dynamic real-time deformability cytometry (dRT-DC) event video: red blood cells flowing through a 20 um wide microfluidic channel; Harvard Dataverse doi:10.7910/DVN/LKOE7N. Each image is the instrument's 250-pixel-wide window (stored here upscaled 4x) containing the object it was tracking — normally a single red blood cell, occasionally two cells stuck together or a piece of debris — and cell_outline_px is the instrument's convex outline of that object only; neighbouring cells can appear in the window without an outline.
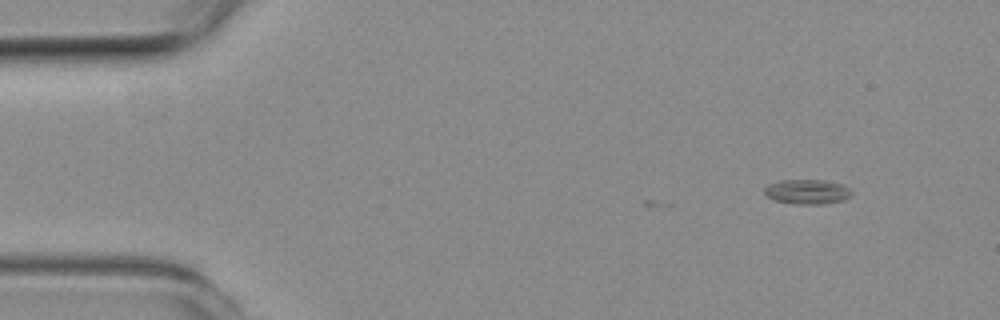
{"species": "common noctule bat (a hibernating species)", "species_latin": "Nyctalus noctula", "temperature_condition": "room temperature", "stored_images_in_passage": 37, "camera_frame_rate_fps": 3000, "um_per_image_px": 0.085, "animal": {"sex": "female", "body_mass_g": 19.3, "forearm_length_mm": 54.1}, "frame": {"image": 1, "passage_image": 1, "time_ms": 0.0, "image_size_px": [1000, 320], "cell_outline_px": [[852, 196], [844, 200], [820, 204], [796, 204], [776, 200], [768, 196], [764, 192], [764, 188], [768, 184], [780, 180], [824, 180], [840, 184], [848, 188], [852, 192]], "centroid_in_image_um": [68.62, 16.29], "position_along_channel_um": 16.4, "area_um2": 12.43}}
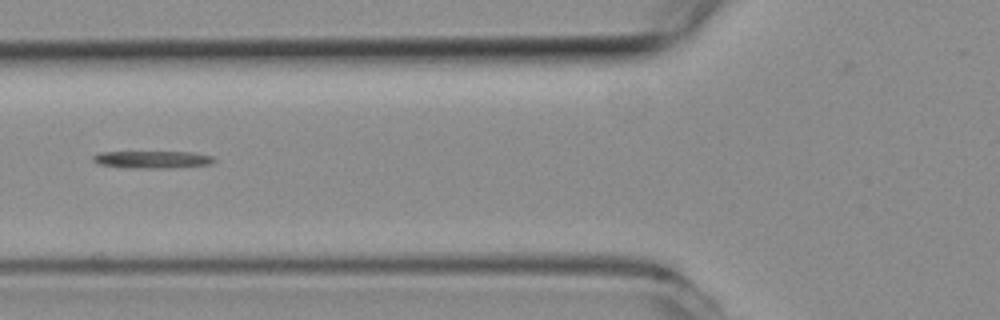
{"frame": {"image": 2, "passage_image": 16, "time_ms": 5.0, "image_size_px": [1000, 320], "cell_outline_px": [[216, 160], [212, 164], [172, 168], [124, 168], [100, 164], [92, 160], [92, 156], [100, 152], [192, 152], [212, 156]], "centroid_in_image_um": [12.96, 13.56], "position_along_channel_um": 112.8, "area_um2": 12.31}}
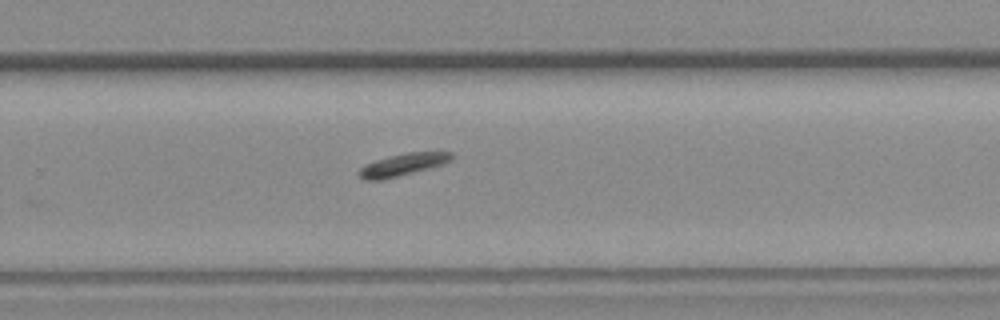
{"frame": {"image": 3, "passage_image": 30, "time_ms": 9.667, "image_size_px": [1000, 320], "cell_outline_px": [[452, 156], [448, 160], [440, 164], [384, 180], [364, 180], [356, 172], [360, 168], [376, 160], [408, 152], [452, 152]], "centroid_in_image_um": [34.15, 14.01], "position_along_channel_um": 295.6, "area_um2": 11.44}, "authors_computed_cell_mechanics": {"area_um2": 11.849, "velocity_mm_per_s": 3.9229, "shape_relaxation_time_tau1_ms": 6.2682, "shape_relaxation_time_tau2_ms": null, "deformation_change_tau1": 0.3451, "deformation_change_tau2": null}}